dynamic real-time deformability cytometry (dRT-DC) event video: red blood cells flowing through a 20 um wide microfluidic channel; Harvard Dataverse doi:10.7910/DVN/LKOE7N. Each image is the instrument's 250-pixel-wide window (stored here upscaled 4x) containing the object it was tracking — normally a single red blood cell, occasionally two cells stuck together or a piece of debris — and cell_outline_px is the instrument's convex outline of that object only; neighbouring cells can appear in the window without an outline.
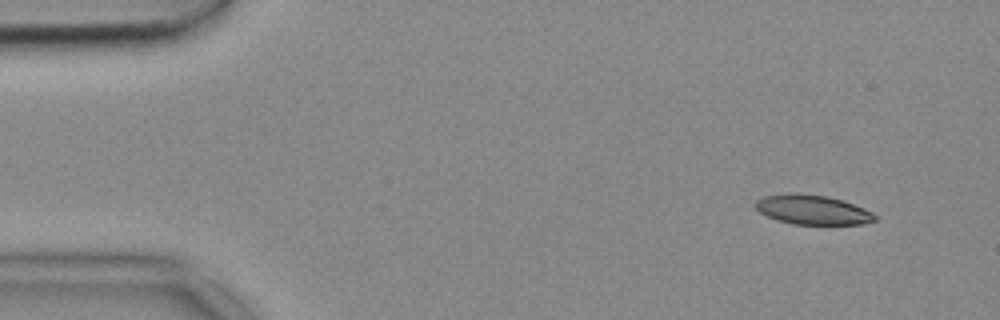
{"species": "common noctule bat (a hibernating species)", "species_latin": "Nyctalus noctula", "temperature_condition": "cold", "stored_images_in_passage": 50, "camera_frame_rate_fps": 3000, "um_per_image_px": 0.085, "animal": {"sex": "female", "body_mass_g": 18.4}, "frame": {"image": 1, "passage_image": 1, "time_ms": 0.0, "image_size_px": [1000, 320], "cell_outline_px": [[876, 220], [864, 224], [792, 224], [776, 220], [760, 212], [752, 204], [756, 200], [764, 196], [788, 192], [796, 192], [828, 196], [844, 200], [864, 208], [872, 212], [876, 216]], "centroid_in_image_um": [69.04, 17.81], "position_along_channel_um": 16.0, "area_um2": 20.87}}
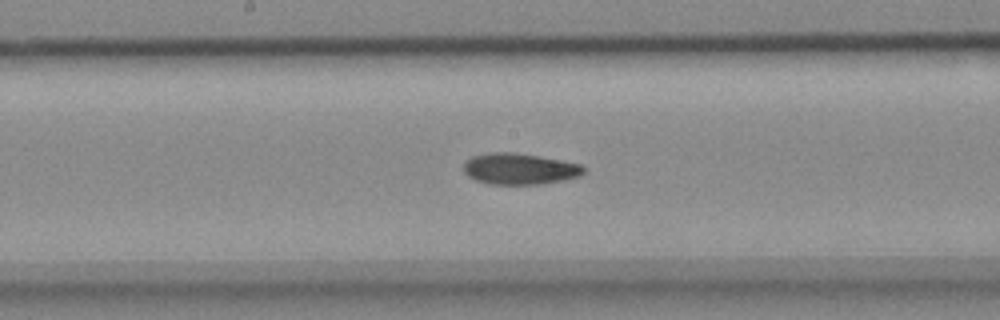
{"frame": {"image": 2, "passage_image": 24, "time_ms": 7.667, "image_size_px": [1000, 320], "cell_outline_px": [[584, 172], [580, 176], [564, 180], [544, 184], [488, 184], [476, 180], [468, 176], [464, 172], [464, 160], [472, 156], [488, 152], [516, 152], [540, 156], [580, 164], [584, 168]], "centroid_in_image_um": [44.14, 14.35], "position_along_channel_um": 204.1, "area_um2": 22.02}}
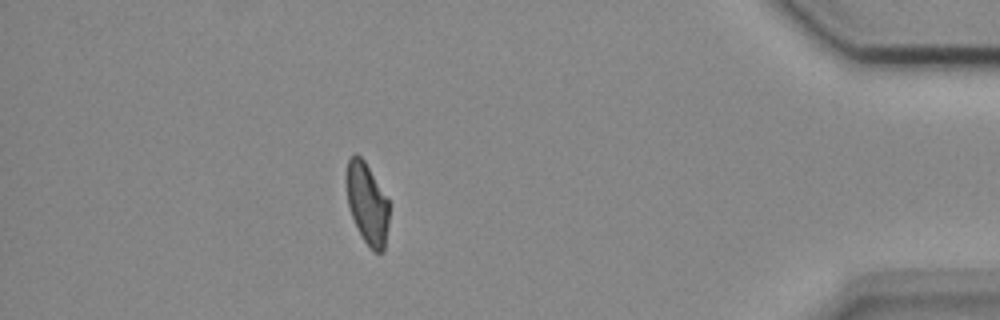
{"frame": {"image": 3, "passage_image": 44, "time_ms": 14.333, "image_size_px": [1000, 320], "cell_outline_px": [[388, 224], [384, 252], [376, 252], [364, 240], [352, 216], [348, 204], [344, 180], [344, 176], [348, 160], [356, 152], [364, 160], [388, 200]], "centroid_in_image_um": [31.18, 17.25], "position_along_channel_um": 404.0, "area_um2": 20.06}, "authors_computed_cell_mechanics": {"area_um2": 21.5594, "velocity_mm_per_s": 3.7066, "shape_relaxation_time_tau1_ms": 8.8292, "shape_relaxation_time_tau2_ms": 5.482, "deformation_change_tau1": 0.1824, "deformation_change_tau2": 0.1241}}